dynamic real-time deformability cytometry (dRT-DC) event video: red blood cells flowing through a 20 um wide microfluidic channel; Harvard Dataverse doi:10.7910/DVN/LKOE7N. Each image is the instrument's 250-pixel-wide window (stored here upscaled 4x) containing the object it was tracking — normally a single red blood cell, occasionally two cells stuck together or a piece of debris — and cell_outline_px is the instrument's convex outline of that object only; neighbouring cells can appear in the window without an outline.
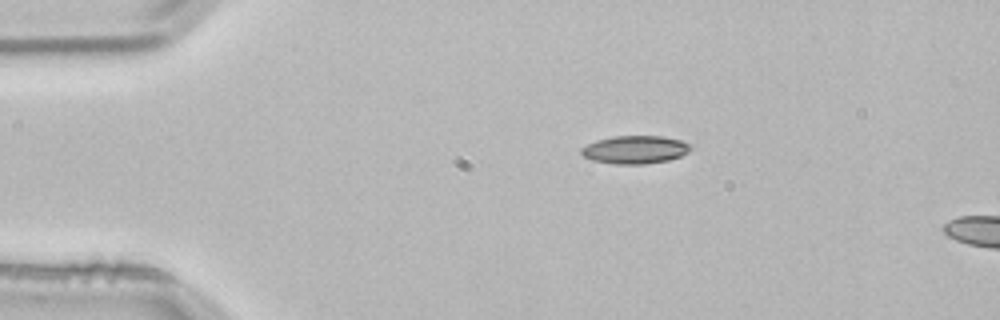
{"species": "common noctule bat (a hibernating species)", "species_latin": "Nyctalus noctula", "temperature_condition": "room temperature", "stored_images_in_passage": 2, "camera_frame_rate_fps": 3000, "um_per_image_px": 0.085, "animal": {"sex": "male", "body_mass_g": 21.5, "forearm_length_mm": 52.0}, "frame": {"image": 1, "passage_image": 2, "time_ms": 0.333, "image_size_px": [1000, 320], "cell_outline_px": [[692, 148], [688, 152], [680, 156], [668, 160], [644, 164], [616, 164], [592, 160], [584, 156], [580, 152], [580, 148], [596, 140], [612, 136], [664, 136], [680, 140], [688, 144]], "centroid_in_image_um": [53.96, 12.71], "position_along_channel_um": 31.0, "area_um2": 17.8}}